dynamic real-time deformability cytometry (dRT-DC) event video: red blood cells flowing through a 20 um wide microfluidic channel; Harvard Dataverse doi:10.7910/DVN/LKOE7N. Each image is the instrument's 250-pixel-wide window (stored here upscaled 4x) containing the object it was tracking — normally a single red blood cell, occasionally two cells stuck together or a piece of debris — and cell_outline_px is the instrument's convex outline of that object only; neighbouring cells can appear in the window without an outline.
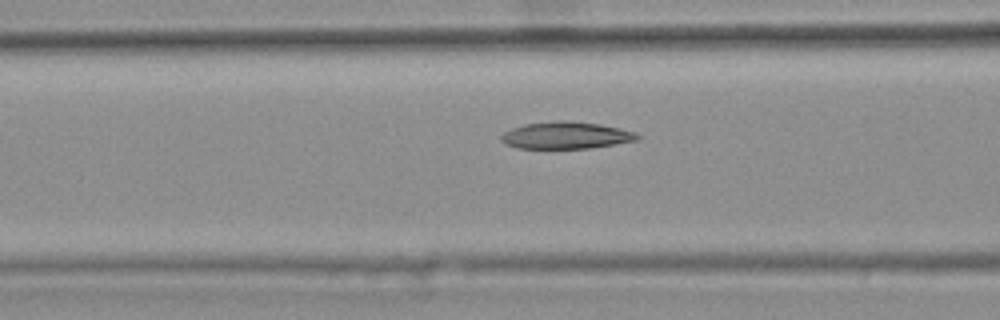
{"species": "common noctule bat (a hibernating species)", "species_latin": "Nyctalus noctula", "temperature_condition": "warm", "stored_images_in_passage": 41, "camera_frame_rate_fps": 3000, "um_per_image_px": 0.085, "animal": {"sex": "female", "body_mass_g": 25.1}, "frame": {"image": 1, "passage_image": 12, "time_ms": 3.667, "image_size_px": [1000, 320], "cell_outline_px": [[640, 136], [636, 140], [592, 148], [516, 148], [504, 144], [500, 140], [500, 136], [504, 132], [512, 128], [524, 124], [560, 120], [568, 120], [600, 124], [620, 128], [636, 132]], "centroid_in_image_um": [48.08, 11.5], "position_along_channel_um": 118.5, "area_um2": 21.5}, "authors_computed_cell_mechanics": {"area_um2": 21.386, "velocity_mm_per_s": 3.7433, "shape_relaxation_time_tau1_ms": null, "shape_relaxation_time_tau2_ms": 2.5906, "deformation_change_tau1": null, "deformation_change_tau2": 0.0844}}